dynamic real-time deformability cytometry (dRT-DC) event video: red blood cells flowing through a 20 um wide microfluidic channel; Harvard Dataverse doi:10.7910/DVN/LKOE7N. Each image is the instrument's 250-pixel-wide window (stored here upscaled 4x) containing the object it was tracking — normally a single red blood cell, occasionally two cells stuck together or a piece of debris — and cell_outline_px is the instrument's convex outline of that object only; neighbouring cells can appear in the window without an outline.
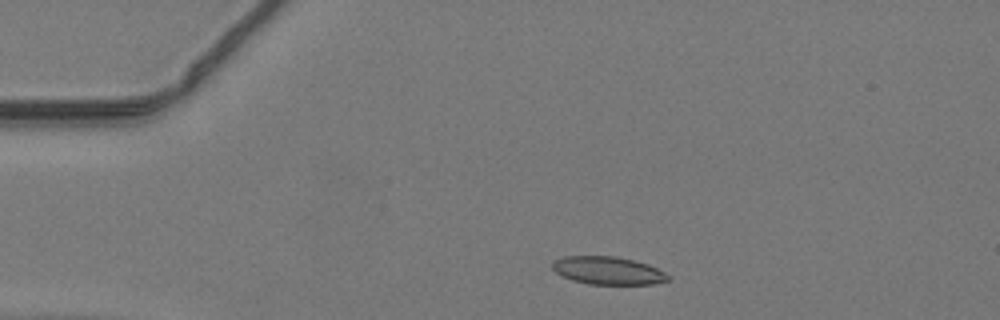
{"species": "common noctule bat (a hibernating species)", "species_latin": "Nyctalus noctula", "temperature_condition": "warm", "stored_images_in_passage": 42, "camera_frame_rate_fps": 3000, "um_per_image_px": 0.085, "animal": {"sex": "male", "body_mass_g": 19.2, "forearm_length_mm": 51.8}, "frame": {"image": 1, "passage_image": 4, "time_ms": 1.0, "image_size_px": [1000, 320], "cell_outline_px": [[668, 280], [652, 284], [588, 284], [572, 280], [556, 272], [552, 268], [552, 260], [564, 256], [616, 256], [648, 264], [664, 272], [668, 276]], "centroid_in_image_um": [51.63, 22.99], "position_along_channel_um": 33.4, "area_um2": 18.67}}
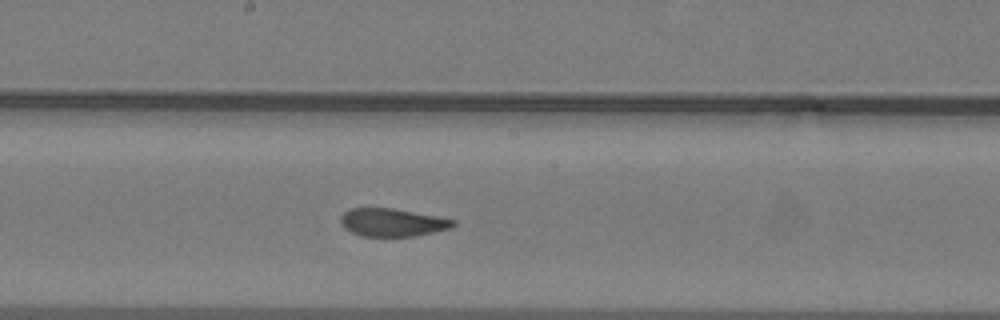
{"frame": {"image": 2, "passage_image": 20, "time_ms": 6.333, "image_size_px": [1000, 320], "cell_outline_px": [[456, 224], [452, 228], [416, 236], [360, 236], [344, 228], [340, 220], [340, 216], [348, 208], [392, 208], [436, 216], [456, 220]], "centroid_in_image_um": [33.34, 18.91], "position_along_channel_um": 214.9, "area_um2": 18.38}}
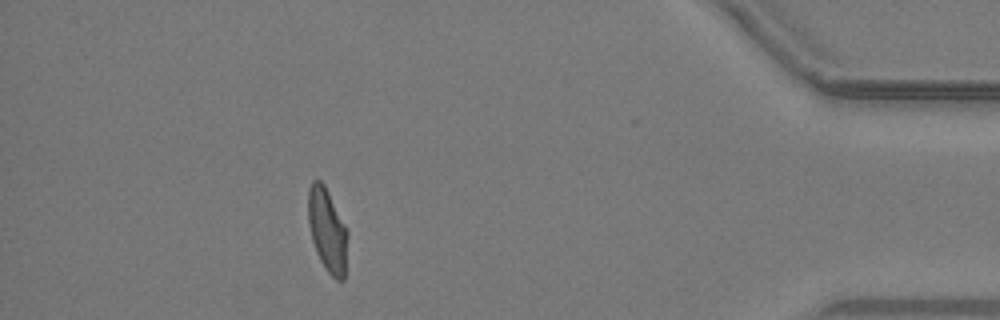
{"frame": {"image": 3, "passage_image": 37, "time_ms": 12.0, "image_size_px": [1000, 320], "cell_outline_px": [[348, 236], [344, 280], [336, 280], [328, 272], [320, 260], [316, 252], [312, 240], [308, 224], [308, 188], [312, 180], [320, 180], [324, 184], [348, 232]], "centroid_in_image_um": [27.81, 19.57], "position_along_channel_um": 407.4, "area_um2": 19.13}}